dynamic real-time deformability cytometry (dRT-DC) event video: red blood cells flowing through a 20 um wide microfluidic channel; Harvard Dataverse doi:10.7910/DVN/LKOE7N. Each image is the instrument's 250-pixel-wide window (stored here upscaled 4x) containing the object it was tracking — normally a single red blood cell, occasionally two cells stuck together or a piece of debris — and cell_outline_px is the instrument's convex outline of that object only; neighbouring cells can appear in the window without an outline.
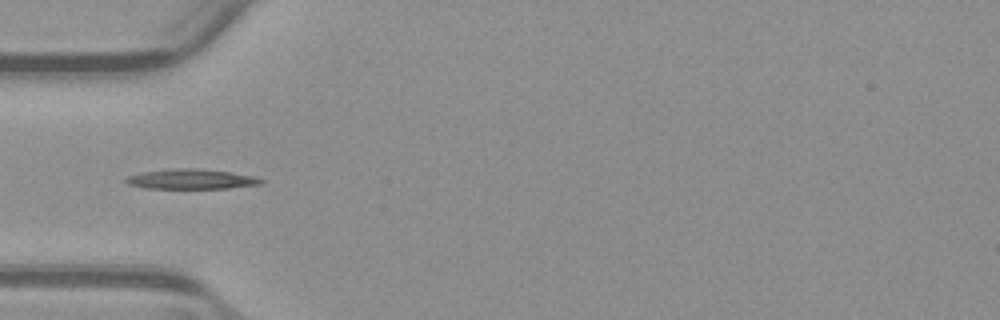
{"species": "common noctule bat (a hibernating species)", "species_latin": "Nyctalus noctula", "temperature_condition": "warm", "stored_images_in_passage": 47, "camera_frame_rate_fps": 3000, "um_per_image_px": 0.085, "animal": {"sex": "male", "body_mass_g": 23.1, "forearm_length_mm": 52.7}, "frame": {"image": 1, "passage_image": 19, "time_ms": 6.0, "image_size_px": [1000, 320], "cell_outline_px": [[256, 180], [244, 184], [208, 188], [164, 188], [140, 184], [136, 180], [164, 172], [216, 172]], "centroid_in_image_um": [16.39, 15.31], "position_along_channel_um": 68.6, "area_um2": 10.35}}
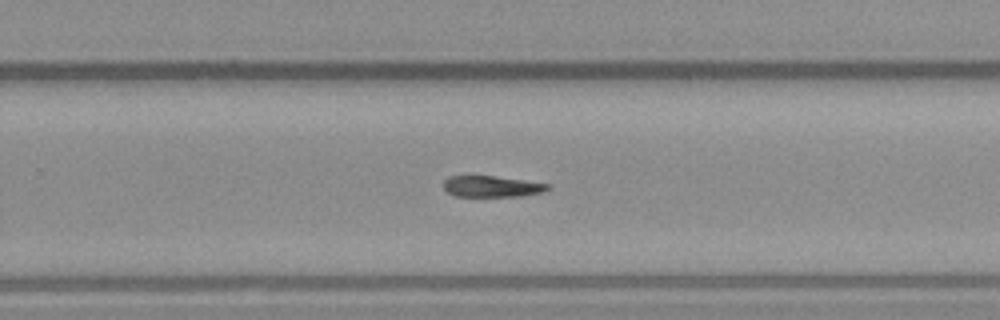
{"frame": {"image": 2, "passage_image": 36, "time_ms": 11.667, "image_size_px": [1000, 320], "cell_outline_px": [[544, 188], [532, 192], [496, 196], [468, 196], [452, 192], [448, 188], [448, 180], [460, 176], [488, 176], [544, 184]], "centroid_in_image_um": [41.7, 15.83], "position_along_channel_um": 288.1, "area_um2": 10.64}}
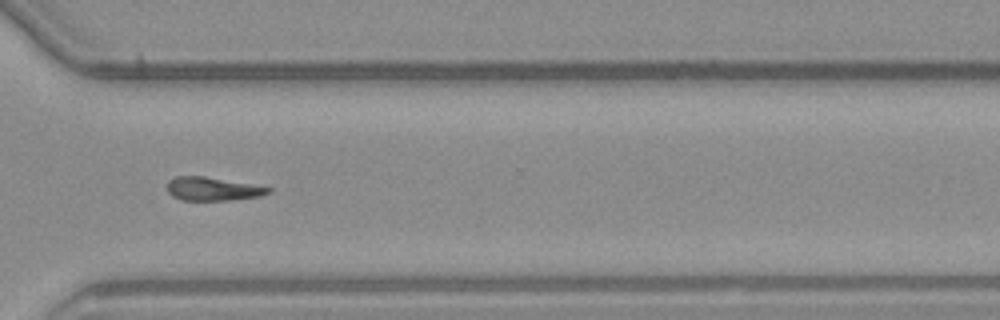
{"frame": {"image": 3, "passage_image": 41, "time_ms": 13.333, "image_size_px": [1000, 320], "cell_outline_px": [[268, 188], [264, 192], [248, 196], [212, 200], [192, 200], [180, 196], [172, 192], [168, 188], [172, 180], [212, 180]], "centroid_in_image_um": [18.03, 16.12], "position_along_channel_um": 352.6, "area_um2": 10.4}}